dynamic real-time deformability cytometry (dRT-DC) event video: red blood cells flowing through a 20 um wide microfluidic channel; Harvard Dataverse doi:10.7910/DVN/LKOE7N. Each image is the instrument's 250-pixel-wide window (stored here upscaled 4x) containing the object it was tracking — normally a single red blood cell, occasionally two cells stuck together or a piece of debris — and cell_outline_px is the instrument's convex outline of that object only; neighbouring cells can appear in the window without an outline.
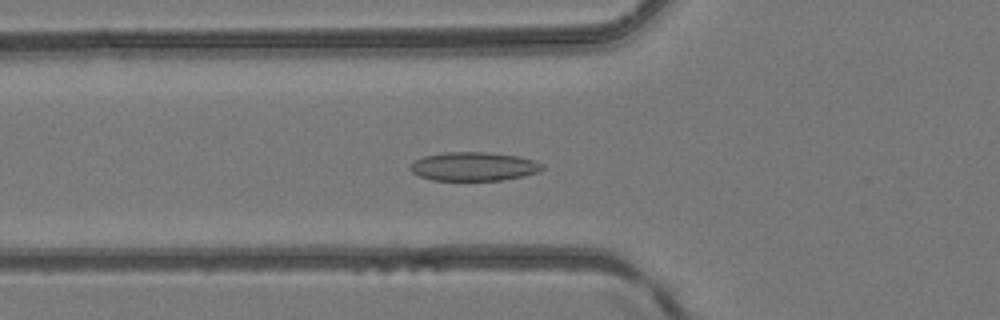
{"species": "common noctule bat (a hibernating species)", "species_latin": "Nyctalus noctula", "temperature_condition": "room temperature", "stored_images_in_passage": 31, "camera_frame_rate_fps": 3000, "um_per_image_px": 0.085, "animal": {"sex": "female", "body_mass_g": 24.6, "forearm_length_mm": 56.2}, "frame": {"image": 1, "passage_image": 8, "time_ms": 2.333, "image_size_px": [1000, 320], "cell_outline_px": [[544, 168], [540, 172], [524, 176], [504, 180], [432, 180], [420, 176], [412, 172], [408, 168], [416, 160], [424, 156], [448, 152], [488, 152], [520, 156], [544, 164]], "centroid_in_image_um": [40.32, 14.15], "position_along_channel_um": 85.5, "area_um2": 22.2}}
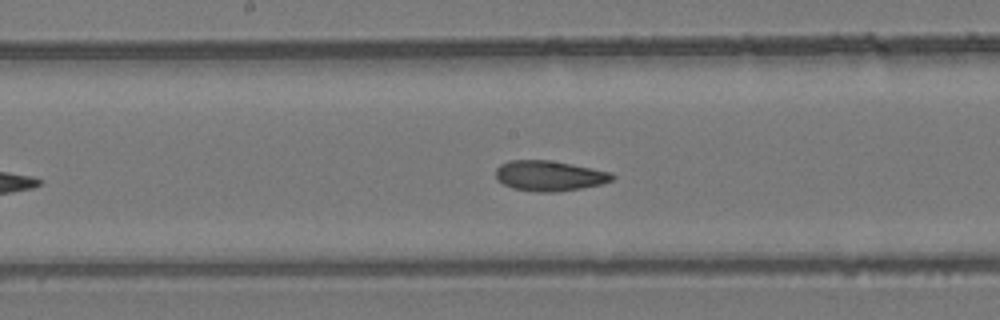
{"frame": {"image": 2, "passage_image": 16, "time_ms": 5.0, "image_size_px": [1000, 320], "cell_outline_px": [[616, 176], [612, 180], [600, 184], [580, 188], [556, 192], [536, 192], [512, 188], [504, 184], [496, 176], [496, 168], [500, 164], [508, 160], [548, 160], [592, 168], [612, 172]], "centroid_in_image_um": [46.69, 14.94], "position_along_channel_um": 201.5, "area_um2": 20.46}}
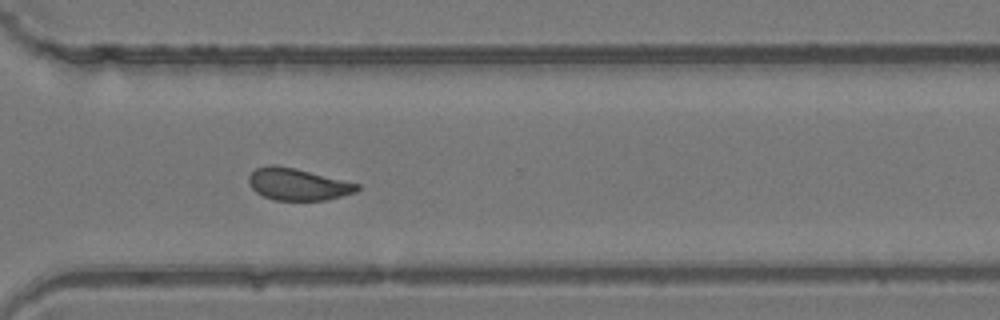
{"frame": {"image": 3, "passage_image": 26, "time_ms": 8.333, "image_size_px": [1000, 320], "cell_outline_px": [[360, 188], [356, 192], [328, 200], [272, 200], [256, 192], [252, 188], [248, 180], [248, 176], [256, 168], [268, 164], [276, 164], [296, 168], [360, 184]], "centroid_in_image_um": [25.31, 15.65], "position_along_channel_um": 345.3, "area_um2": 20.35}}